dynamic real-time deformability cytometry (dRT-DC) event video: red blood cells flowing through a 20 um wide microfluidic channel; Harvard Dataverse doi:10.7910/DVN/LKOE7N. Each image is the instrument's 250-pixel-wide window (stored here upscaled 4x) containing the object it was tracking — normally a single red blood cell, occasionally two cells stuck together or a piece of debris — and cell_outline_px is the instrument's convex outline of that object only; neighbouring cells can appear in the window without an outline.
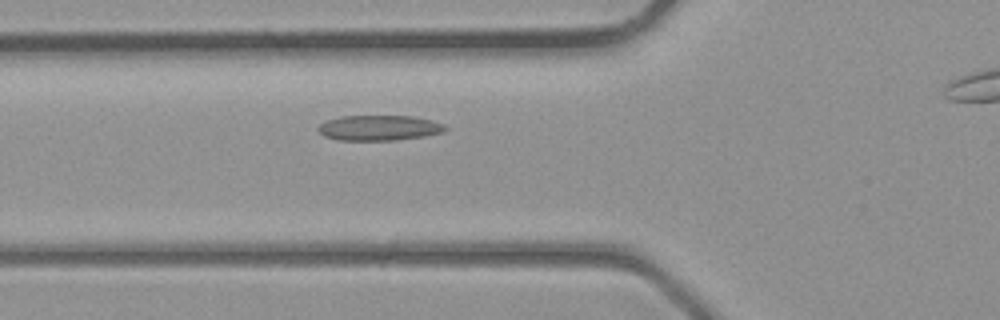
{"species": "common noctule bat (a hibernating species)", "species_latin": "Nyctalus noctula", "temperature_condition": "room temperature", "stored_images_in_passage": 27, "camera_frame_rate_fps": 3000, "um_per_image_px": 0.085, "animal": {"sex": "male", "body_mass_g": 23.1, "forearm_length_mm": 52.7}, "frame": {"image": 1, "passage_image": 7, "time_ms": 2.0, "image_size_px": [1000, 320], "cell_outline_px": [[448, 128], [444, 132], [424, 136], [396, 140], [336, 140], [324, 136], [316, 128], [324, 120], [340, 116], [412, 116], [432, 120], [444, 124]], "centroid_in_image_um": [32.21, 10.86], "position_along_channel_um": 93.6, "area_um2": 18.9}}
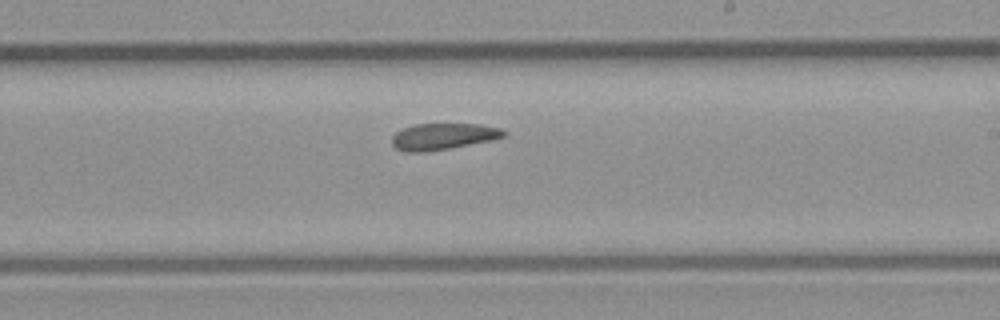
{"frame": {"image": 2, "passage_image": 16, "time_ms": 5.0, "image_size_px": [1000, 320], "cell_outline_px": [[508, 132], [504, 136], [492, 140], [428, 152], [404, 152], [396, 148], [392, 144], [392, 136], [400, 128], [412, 124], [480, 124], [500, 128]], "centroid_in_image_um": [37.63, 11.59], "position_along_channel_um": 251.4, "area_um2": 17.4}}
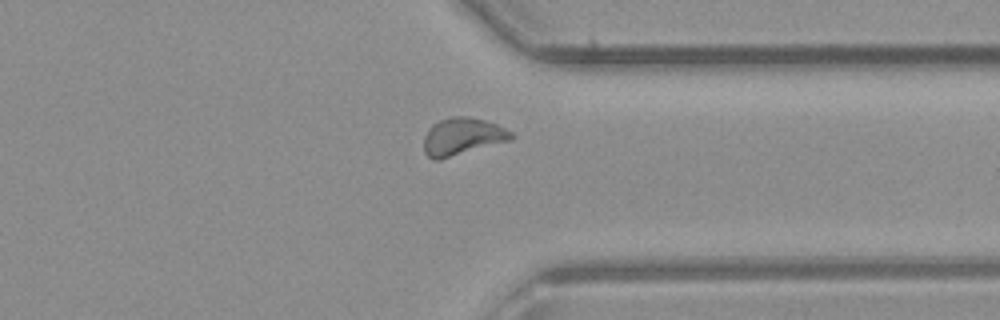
{"frame": {"image": 3, "passage_image": 23, "time_ms": 7.333, "image_size_px": [1000, 320], "cell_outline_px": [[516, 136], [512, 140], [440, 160], [432, 160], [424, 152], [424, 136], [428, 128], [432, 124], [440, 120], [452, 116], [468, 116], [484, 120], [496, 124], [512, 132]], "centroid_in_image_um": [39.3, 11.61], "position_along_channel_um": 372.1, "area_um2": 19.25}}